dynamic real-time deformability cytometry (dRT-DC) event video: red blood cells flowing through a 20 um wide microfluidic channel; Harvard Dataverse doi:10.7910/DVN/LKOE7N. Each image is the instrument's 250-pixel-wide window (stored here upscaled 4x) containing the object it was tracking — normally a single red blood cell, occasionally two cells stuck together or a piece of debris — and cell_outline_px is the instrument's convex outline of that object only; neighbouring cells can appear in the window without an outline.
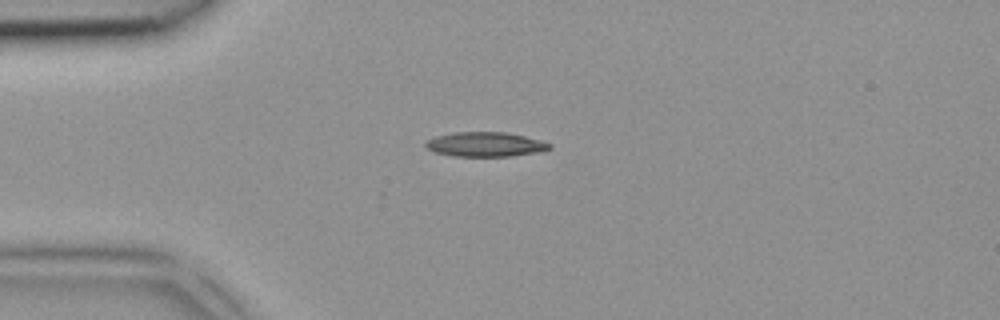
{"species": "common noctule bat (a hibernating species)", "species_latin": "Nyctalus noctula", "temperature_condition": "room temperature", "stored_images_in_passage": 4, "camera_frame_rate_fps": 3000, "um_per_image_px": 0.085, "animal": {"sex": "female", "body_mass_g": 18.4}, "frame": {"image": 1, "passage_image": 3, "time_ms": 0.667, "image_size_px": [1000, 320], "cell_outline_px": [[552, 148], [544, 152], [512, 156], [456, 156], [432, 152], [424, 148], [424, 144], [428, 140], [436, 136], [452, 132], [508, 132], [540, 140], [552, 144]], "centroid_in_image_um": [41.27, 12.27], "position_along_channel_um": 43.7, "area_um2": 18.03}}